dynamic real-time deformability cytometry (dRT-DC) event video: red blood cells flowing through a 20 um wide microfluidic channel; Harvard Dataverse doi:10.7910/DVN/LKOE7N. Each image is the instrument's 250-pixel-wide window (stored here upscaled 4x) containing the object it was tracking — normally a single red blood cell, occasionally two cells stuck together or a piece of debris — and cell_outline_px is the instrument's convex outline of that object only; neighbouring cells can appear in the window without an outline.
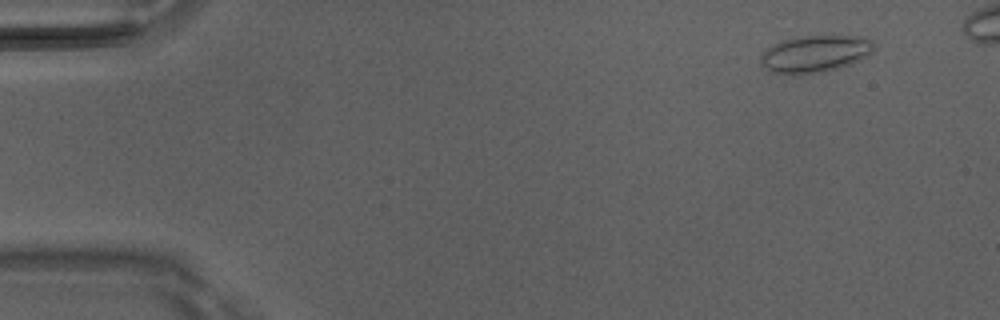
{"species": "Egyptian fruit bat (a non-hibernating species)", "species_latin": "Rousettus aegyptiacus", "temperature_condition": "room temperature", "stored_images_in_passage": 6, "camera_frame_rate_fps": 3000, "um_per_image_px": 0.085, "animal": {"sex": "male"}, "frame": {"image": 1, "passage_image": 2, "time_ms": 0.333, "image_size_px": [1000, 320], "cell_outline_px": [[872, 52], [868, 56], [852, 64], [840, 68], [800, 76], [796, 76], [768, 72], [760, 56], [768, 48], [784, 40], [804, 36], [864, 36], [872, 40]], "centroid_in_image_um": [69.31, 4.61], "position_along_channel_um": 15.7, "area_um2": 24.51}}